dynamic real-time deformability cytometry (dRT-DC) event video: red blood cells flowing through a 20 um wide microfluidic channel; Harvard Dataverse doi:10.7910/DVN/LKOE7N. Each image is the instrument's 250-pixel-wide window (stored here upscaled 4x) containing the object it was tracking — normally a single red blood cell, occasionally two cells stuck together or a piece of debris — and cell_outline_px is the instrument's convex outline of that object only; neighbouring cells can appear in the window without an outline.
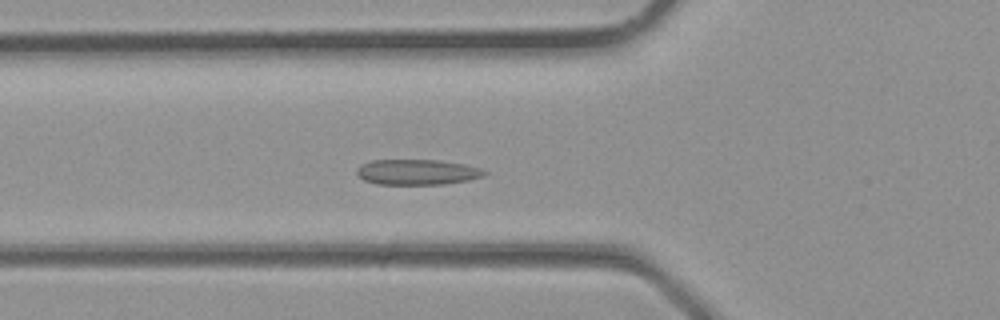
{"species": "common noctule bat (a hibernating species)", "species_latin": "Nyctalus noctula", "temperature_condition": "room temperature", "stored_images_in_passage": 29, "camera_frame_rate_fps": 3000, "um_per_image_px": 0.085, "animal": {"sex": "male", "body_mass_g": 23.1, "forearm_length_mm": 52.7}, "frame": {"image": 1, "passage_image": 9, "time_ms": 2.667, "image_size_px": [1000, 320], "cell_outline_px": [[488, 172], [484, 176], [468, 180], [444, 184], [376, 184], [364, 180], [356, 172], [356, 168], [360, 164], [372, 160], [440, 160], [464, 164], [480, 168]], "centroid_in_image_um": [35.45, 14.62], "position_along_channel_um": 90.3, "area_um2": 18.96}}
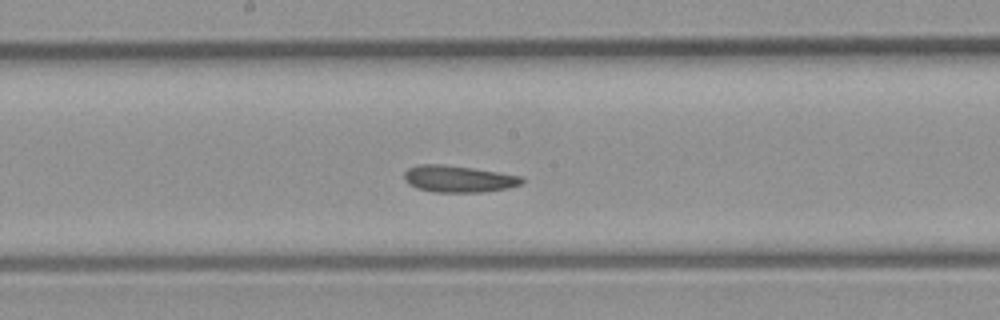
{"frame": {"image": 2, "passage_image": 15, "time_ms": 4.667, "image_size_px": [1000, 320], "cell_outline_px": [[524, 180], [520, 184], [508, 188], [484, 192], [432, 192], [416, 188], [408, 184], [404, 180], [404, 172], [408, 168], [416, 164], [444, 164], [472, 168], [520, 176]], "centroid_in_image_um": [38.9, 15.2], "position_along_channel_um": 209.3, "area_um2": 18.38}}
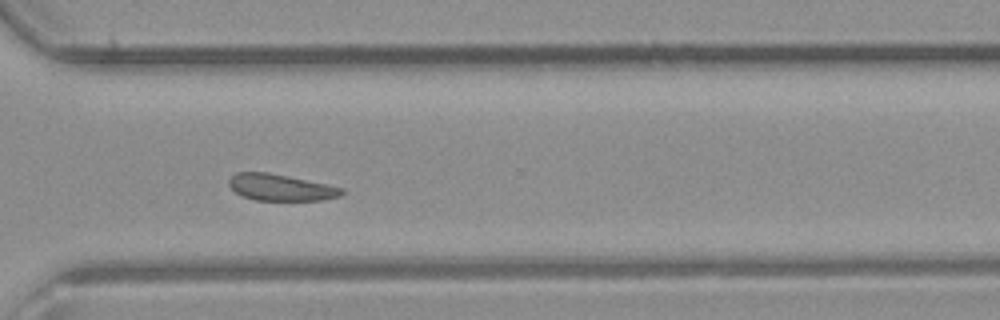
{"frame": {"image": 3, "passage_image": 22, "time_ms": 7.0, "image_size_px": [1000, 320], "cell_outline_px": [[344, 192], [340, 196], [320, 200], [256, 200], [244, 196], [236, 192], [228, 184], [228, 180], [236, 172], [268, 172], [328, 184], [344, 188]], "centroid_in_image_um": [23.87, 15.92], "position_along_channel_um": 346.7, "area_um2": 17.34}}